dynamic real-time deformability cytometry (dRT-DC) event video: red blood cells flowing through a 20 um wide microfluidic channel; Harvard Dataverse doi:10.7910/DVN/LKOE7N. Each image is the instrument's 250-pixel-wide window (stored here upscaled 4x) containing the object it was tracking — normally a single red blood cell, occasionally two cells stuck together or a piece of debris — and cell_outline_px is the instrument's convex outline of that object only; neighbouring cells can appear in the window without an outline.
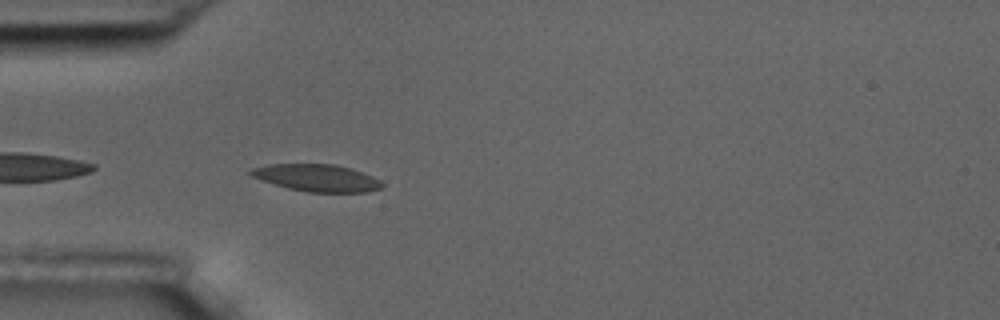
{"species": "common noctule bat (a hibernating species)", "species_latin": "Nyctalus noctula", "temperature_condition": "room temperature", "stored_images_in_passage": 34, "camera_frame_rate_fps": 3000, "um_per_image_px": 0.085, "animal": {"sex": "male", "body_mass_g": 17.5, "forearm_length_mm": 52.3}, "frame": {"image": 1, "passage_image": 2, "time_ms": 0.333, "image_size_px": [1000, 320], "cell_outline_px": [[384, 184], [380, 188], [368, 192], [308, 192], [288, 188], [252, 176], [248, 172], [252, 168], [268, 164], [336, 164], [352, 168], [372, 176], [380, 180]], "centroid_in_image_um": [26.97, 15.11], "position_along_channel_um": 58.0, "area_um2": 20.63}}
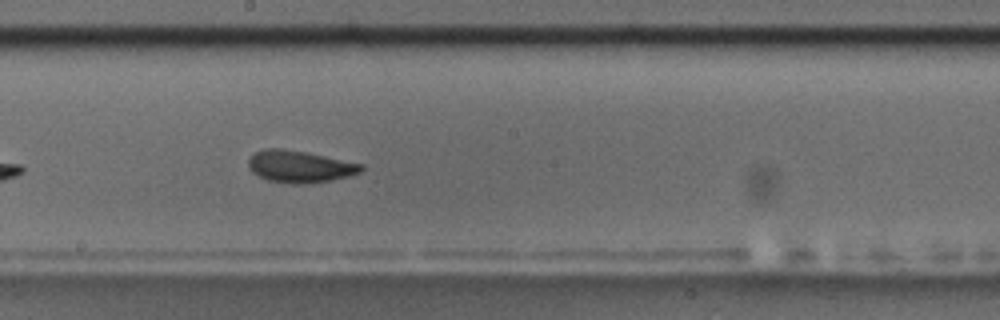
{"frame": {"image": 2, "passage_image": 16, "time_ms": 5.0, "image_size_px": [1000, 320], "cell_outline_px": [[364, 168], [360, 172], [352, 176], [332, 180], [304, 184], [292, 184], [268, 180], [252, 172], [248, 168], [248, 160], [256, 152], [264, 148], [280, 148], [308, 152], [364, 164]], "centroid_in_image_um": [25.51, 14.15], "position_along_channel_um": 222.7, "area_um2": 21.21}}
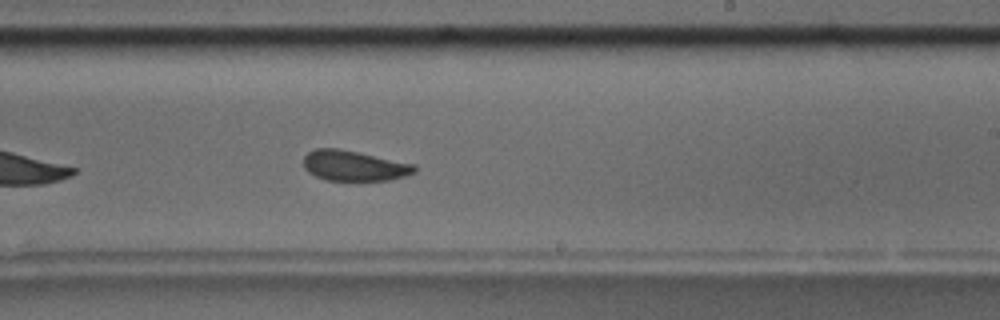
{"frame": {"image": 3, "passage_image": 19, "time_ms": 6.0, "image_size_px": [1000, 320], "cell_outline_px": [[416, 172], [404, 176], [388, 180], [328, 180], [316, 176], [308, 172], [304, 168], [304, 156], [308, 152], [316, 148], [340, 148], [416, 164]], "centroid_in_image_um": [30.1, 14.07], "position_along_channel_um": 258.9, "area_um2": 19.65}, "authors_computed_cell_mechanics": {"area_um2": 20.3167, "velocity_mm_per_s": 3.6302, "shape_relaxation_time_tau1_ms": 8.662, "shape_relaxation_time_tau2_ms": 1.6586, "deformation_change_tau1": 0.1527, "deformation_change_tau2": 0.0731}}